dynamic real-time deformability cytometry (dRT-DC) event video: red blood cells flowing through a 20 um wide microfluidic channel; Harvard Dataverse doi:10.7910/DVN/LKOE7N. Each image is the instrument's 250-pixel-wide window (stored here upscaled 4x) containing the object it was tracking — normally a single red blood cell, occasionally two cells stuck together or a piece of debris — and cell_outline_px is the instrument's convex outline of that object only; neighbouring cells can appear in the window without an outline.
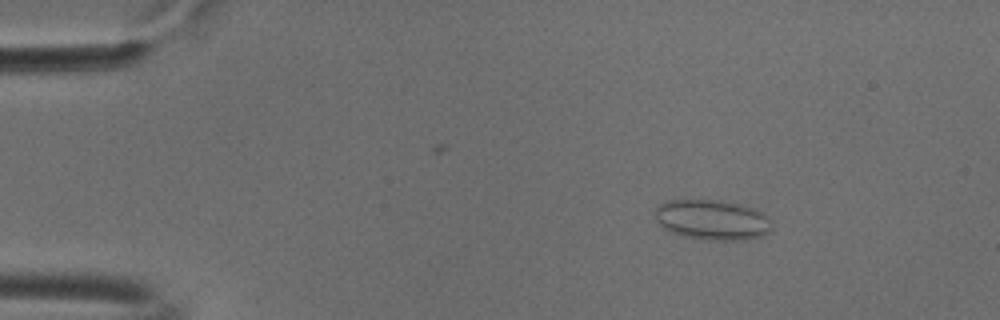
{"species": "common noctule bat (a hibernating species)", "species_latin": "Nyctalus noctula", "temperature_condition": "cold", "stored_images_in_passage": 41, "camera_frame_rate_fps": 3000, "um_per_image_px": 0.085, "animal": {"sex": "male", "body_mass_g": 18.8}, "frame": {"image": 1, "passage_image": 8, "time_ms": 2.333, "image_size_px": [1000, 320], "cell_outline_px": [[772, 232], [764, 236], [744, 240], [712, 240], [680, 236], [664, 228], [656, 220], [656, 208], [664, 200], [720, 200], [740, 204], [756, 208], [772, 220]], "centroid_in_image_um": [60.6, 18.69], "position_along_channel_um": 24.4, "area_um2": 27.74}}
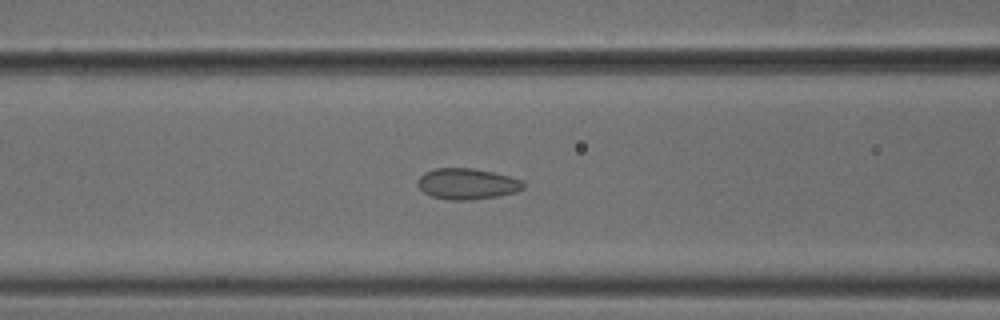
{"frame": {"image": 2, "passage_image": 22, "time_ms": 7.0, "image_size_px": [1000, 320], "cell_outline_px": [[524, 188], [516, 192], [496, 196], [468, 200], [452, 200], [432, 196], [424, 192], [416, 184], [420, 176], [424, 172], [436, 168], [472, 168], [492, 172], [524, 180]], "centroid_in_image_um": [39.7, 15.62], "position_along_channel_um": 126.9, "area_um2": 18.96}}
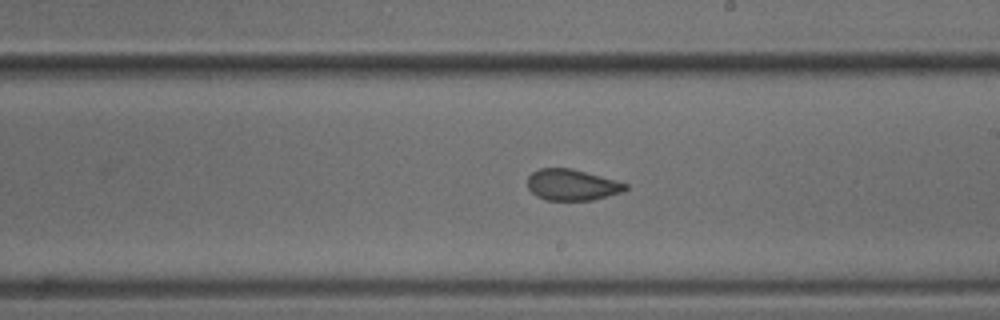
{"frame": {"image": 3, "passage_image": 31, "time_ms": 10.0, "image_size_px": [1000, 320], "cell_outline_px": [[628, 188], [624, 192], [592, 200], [544, 200], [536, 196], [528, 188], [528, 176], [532, 172], [540, 168], [572, 168], [628, 184]], "centroid_in_image_um": [48.61, 15.72], "position_along_channel_um": 240.4, "area_um2": 17.8}}